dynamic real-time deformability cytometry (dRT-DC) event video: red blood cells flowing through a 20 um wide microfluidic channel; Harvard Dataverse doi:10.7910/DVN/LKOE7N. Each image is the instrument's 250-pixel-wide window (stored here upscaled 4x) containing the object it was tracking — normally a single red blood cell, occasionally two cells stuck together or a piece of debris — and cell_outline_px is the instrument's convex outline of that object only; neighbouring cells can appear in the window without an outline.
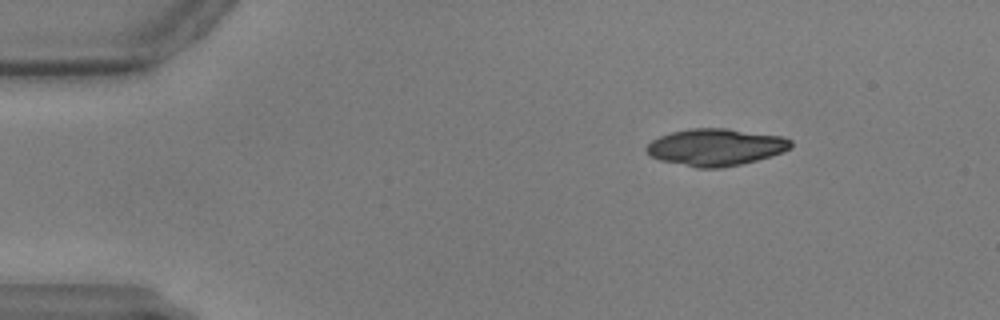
{"species": "common noctule bat (a hibernating species)", "species_latin": "Nyctalus noctula", "temperature_condition": "warm", "stored_images_in_passage": 29, "camera_frame_rate_fps": 3000, "um_per_image_px": 0.085, "animal": {"sex": "male", "body_mass_g": 17.9, "forearm_length_mm": 54.2}, "frame": {"image": 1, "passage_image": 1, "time_ms": 0.0, "image_size_px": [1000, 320], "cell_outline_px": [[792, 144], [784, 152], [772, 156], [740, 164], [720, 168], [696, 168], [660, 160], [648, 156], [644, 148], [652, 140], [660, 136], [672, 132], [692, 128], [724, 128], [784, 136], [792, 140]], "centroid_in_image_um": [60.82, 12.51], "position_along_channel_um": 24.2, "area_um2": 31.27}}